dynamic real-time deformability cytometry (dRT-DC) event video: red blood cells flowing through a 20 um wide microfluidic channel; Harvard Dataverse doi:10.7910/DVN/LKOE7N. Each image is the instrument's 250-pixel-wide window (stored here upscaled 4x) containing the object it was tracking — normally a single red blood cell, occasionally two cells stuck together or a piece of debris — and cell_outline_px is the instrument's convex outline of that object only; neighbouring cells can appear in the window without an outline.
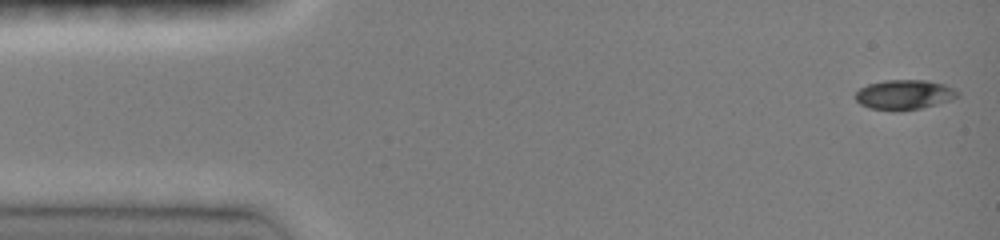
{"species": "common noctule bat (a hibernating species)", "species_latin": "Nyctalus noctula", "temperature_condition": "room temperature", "stored_images_in_passage": 98, "camera_frame_rate_fps": 3000, "um_per_image_px": 0.085, "animal": {"sex": "female", "body_mass_g": 19.0, "forearm_length_mm": 51.5}, "frame": {"image": 1, "passage_image": 1, "time_ms": 0.0, "image_size_px": [1000, 240], "cell_outline_px": [[960, 96], [952, 100], [920, 108], [868, 108], [860, 104], [856, 100], [856, 92], [860, 88], [868, 84], [884, 80], [924, 80], [944, 84], [960, 92]], "centroid_in_image_um": [76.9, 8.0], "position_along_channel_um": 8.1, "area_um2": 17.17}}
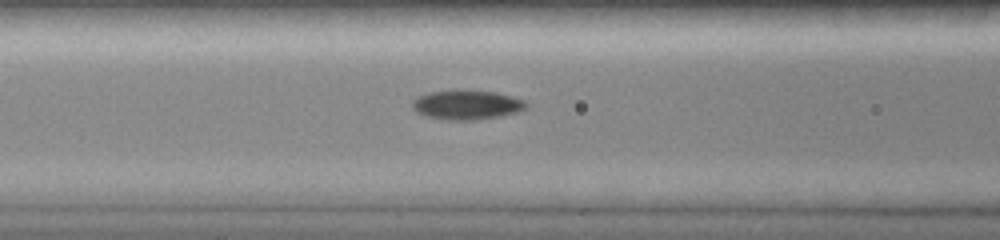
{"frame": {"image": 2, "passage_image": 51, "time_ms": 5.667, "image_size_px": [1000, 240], "cell_outline_px": [[528, 108], [520, 112], [500, 116], [472, 120], [448, 120], [428, 116], [416, 112], [412, 108], [412, 100], [428, 92], [456, 88], [464, 88], [496, 92], [512, 96], [524, 100], [528, 104]], "centroid_in_image_um": [39.7, 8.87], "position_along_channel_um": 126.9, "area_um2": 20.11}}
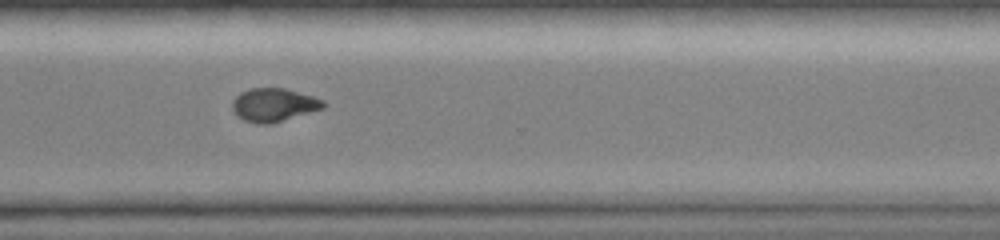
{"frame": {"image": 3, "passage_image": 97, "time_ms": 11.0, "image_size_px": [1000, 240], "cell_outline_px": [[328, 104], [324, 108], [272, 124], [256, 124], [244, 120], [232, 108], [232, 100], [240, 92], [252, 88], [284, 88], [312, 96], [324, 100]], "centroid_in_image_um": [23.3, 8.92], "position_along_channel_um": 347.3, "area_um2": 17.69}}